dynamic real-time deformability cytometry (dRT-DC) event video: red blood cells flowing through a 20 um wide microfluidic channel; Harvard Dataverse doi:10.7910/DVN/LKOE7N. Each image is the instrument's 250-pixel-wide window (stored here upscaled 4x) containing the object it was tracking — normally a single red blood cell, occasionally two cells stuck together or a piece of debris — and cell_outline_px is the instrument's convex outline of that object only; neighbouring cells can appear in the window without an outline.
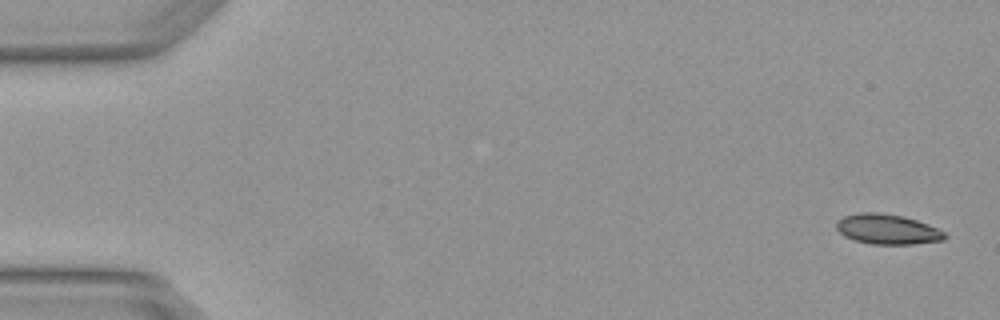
{"species": "Egyptian fruit bat (a non-hibernating species)", "species_latin": "Rousettus aegyptiacus", "temperature_condition": "warm", "stored_images_in_passage": 6, "camera_frame_rate_fps": 3000, "um_per_image_px": 0.085, "animal": {"sex": "female"}, "frame": {"image": 1, "passage_image": 1, "time_ms": 0.0, "image_size_px": [1000, 320], "cell_outline_px": [[948, 236], [944, 240], [912, 244], [872, 244], [856, 240], [844, 236], [836, 228], [836, 220], [844, 216], [860, 212], [876, 212], [904, 216], [928, 224], [944, 232]], "centroid_in_image_um": [75.42, 19.48], "position_along_channel_um": 9.6, "area_um2": 18.96}}
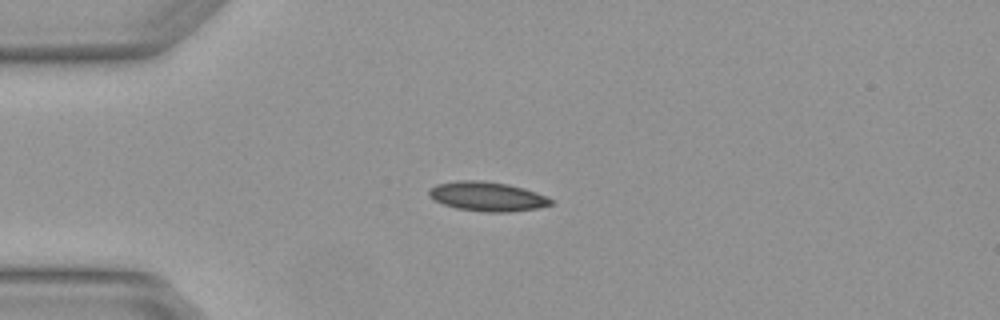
{"frame": {"image": 2, "passage_image": 4, "time_ms": 1.0, "image_size_px": [1000, 320], "cell_outline_px": [[552, 204], [536, 208], [504, 212], [488, 212], [456, 208], [444, 204], [428, 196], [428, 188], [436, 184], [456, 180], [484, 180], [508, 184], [524, 188], [548, 196], [552, 200]], "centroid_in_image_um": [41.39, 16.68], "position_along_channel_um": 43.6, "area_um2": 20.87}}